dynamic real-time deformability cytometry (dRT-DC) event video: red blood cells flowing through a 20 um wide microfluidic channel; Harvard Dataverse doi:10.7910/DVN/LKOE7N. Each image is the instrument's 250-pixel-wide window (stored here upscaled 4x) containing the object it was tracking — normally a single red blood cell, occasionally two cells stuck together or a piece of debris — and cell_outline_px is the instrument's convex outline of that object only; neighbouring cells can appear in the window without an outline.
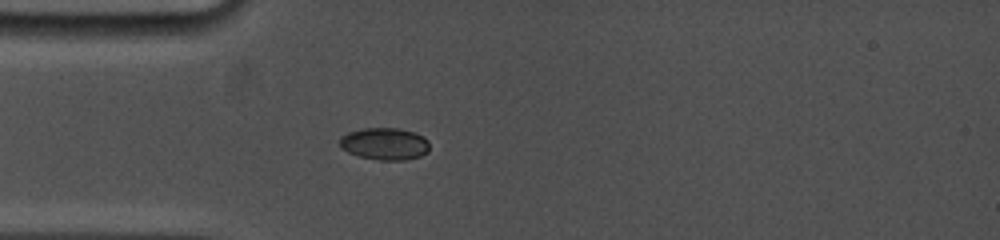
{"species": "common noctule bat (a hibernating species)", "species_latin": "Nyctalus noctula", "temperature_condition": "cold", "stored_images_in_passage": 1, "camera_frame_rate_fps": 5000, "um_per_image_px": 0.085, "animal": {"sex": "female", "body_mass_g": 19.0, "forearm_length_mm": 53.3}, "frame": {"image": 1, "passage_image": 1, "time_ms": 0.0, "image_size_px": [1000, 240], "cell_outline_px": [[428, 152], [420, 156], [404, 160], [380, 160], [360, 156], [348, 152], [340, 148], [340, 136], [348, 132], [364, 128], [400, 128], [416, 132], [424, 136], [428, 140]], "centroid_in_image_um": [32.71, 12.21], "position_along_channel_um": 52.3, "area_um2": 16.94}}